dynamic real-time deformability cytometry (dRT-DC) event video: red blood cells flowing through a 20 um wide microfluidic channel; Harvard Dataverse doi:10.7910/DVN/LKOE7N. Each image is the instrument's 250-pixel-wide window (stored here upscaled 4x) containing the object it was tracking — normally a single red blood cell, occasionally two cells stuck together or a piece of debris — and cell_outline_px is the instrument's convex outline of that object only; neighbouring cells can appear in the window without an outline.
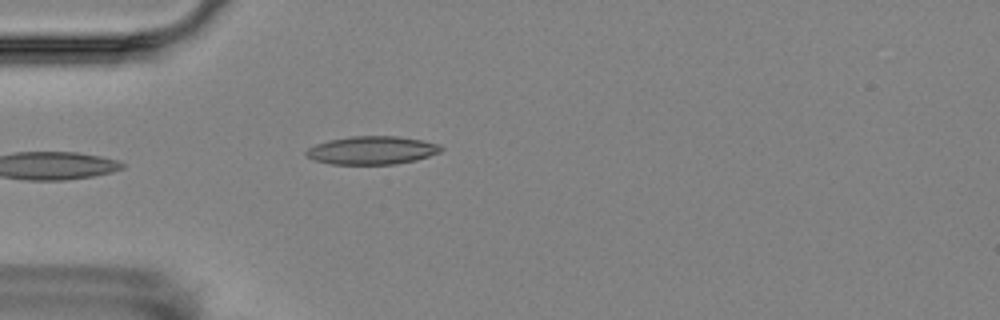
{"species": "Egyptian fruit bat (a non-hibernating species)", "species_latin": "Rousettus aegyptiacus", "temperature_condition": "room temperature", "stored_images_in_passage": 1, "camera_frame_rate_fps": 3000, "um_per_image_px": 0.085, "animal": {"sex": "female"}, "frame": {"image": 1, "passage_image": 1, "time_ms": 0.0, "image_size_px": [1000, 320], "cell_outline_px": [[444, 148], [440, 152], [416, 160], [396, 164], [332, 164], [312, 160], [304, 152], [308, 148], [316, 144], [328, 140], [352, 136], [396, 136], [420, 140], [440, 144]], "centroid_in_image_um": [31.61, 12.77], "position_along_channel_um": 53.4, "area_um2": 22.14}}